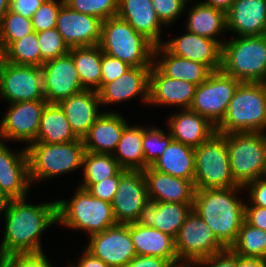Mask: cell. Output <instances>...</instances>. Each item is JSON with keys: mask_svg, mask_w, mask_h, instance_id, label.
<instances>
[{"mask_svg": "<svg viewBox=\"0 0 266 267\" xmlns=\"http://www.w3.org/2000/svg\"><path fill=\"white\" fill-rule=\"evenodd\" d=\"M67 267H75L72 263L70 265H68Z\"/></svg>", "mask_w": 266, "mask_h": 267, "instance_id": "be15d7a7", "label": "cell"}, {"mask_svg": "<svg viewBox=\"0 0 266 267\" xmlns=\"http://www.w3.org/2000/svg\"><path fill=\"white\" fill-rule=\"evenodd\" d=\"M83 180L80 188L88 190L105 178L117 176L123 169L112 154L85 151L83 156Z\"/></svg>", "mask_w": 266, "mask_h": 267, "instance_id": "d590c367", "label": "cell"}, {"mask_svg": "<svg viewBox=\"0 0 266 267\" xmlns=\"http://www.w3.org/2000/svg\"><path fill=\"white\" fill-rule=\"evenodd\" d=\"M45 1L46 0H10V10L25 18H31Z\"/></svg>", "mask_w": 266, "mask_h": 267, "instance_id": "816d5d0a", "label": "cell"}, {"mask_svg": "<svg viewBox=\"0 0 266 267\" xmlns=\"http://www.w3.org/2000/svg\"><path fill=\"white\" fill-rule=\"evenodd\" d=\"M130 235L137 255L168 259L172 264L179 263L175 240L170 235L136 223H130Z\"/></svg>", "mask_w": 266, "mask_h": 267, "instance_id": "f546056e", "label": "cell"}, {"mask_svg": "<svg viewBox=\"0 0 266 267\" xmlns=\"http://www.w3.org/2000/svg\"><path fill=\"white\" fill-rule=\"evenodd\" d=\"M34 32L31 18H25L10 9L0 22L1 42L4 50L14 41Z\"/></svg>", "mask_w": 266, "mask_h": 267, "instance_id": "f35d334b", "label": "cell"}, {"mask_svg": "<svg viewBox=\"0 0 266 267\" xmlns=\"http://www.w3.org/2000/svg\"><path fill=\"white\" fill-rule=\"evenodd\" d=\"M242 186L195 189L193 210L205 221L218 241L230 248L238 238L244 222L245 204L237 198Z\"/></svg>", "mask_w": 266, "mask_h": 267, "instance_id": "7a4b0ae2", "label": "cell"}, {"mask_svg": "<svg viewBox=\"0 0 266 267\" xmlns=\"http://www.w3.org/2000/svg\"><path fill=\"white\" fill-rule=\"evenodd\" d=\"M79 139L58 103H47L41 116L36 142L66 143Z\"/></svg>", "mask_w": 266, "mask_h": 267, "instance_id": "d6a6232c", "label": "cell"}, {"mask_svg": "<svg viewBox=\"0 0 266 267\" xmlns=\"http://www.w3.org/2000/svg\"><path fill=\"white\" fill-rule=\"evenodd\" d=\"M0 267H5L1 259H0Z\"/></svg>", "mask_w": 266, "mask_h": 267, "instance_id": "6125c7cd", "label": "cell"}, {"mask_svg": "<svg viewBox=\"0 0 266 267\" xmlns=\"http://www.w3.org/2000/svg\"><path fill=\"white\" fill-rule=\"evenodd\" d=\"M162 45L172 54L203 63L211 71L221 70L222 45L216 40L202 37L187 30L183 35L169 39Z\"/></svg>", "mask_w": 266, "mask_h": 267, "instance_id": "ffe728a7", "label": "cell"}, {"mask_svg": "<svg viewBox=\"0 0 266 267\" xmlns=\"http://www.w3.org/2000/svg\"><path fill=\"white\" fill-rule=\"evenodd\" d=\"M117 16L127 21L155 46L163 43V24L153 8L152 0H119Z\"/></svg>", "mask_w": 266, "mask_h": 267, "instance_id": "83f0119b", "label": "cell"}, {"mask_svg": "<svg viewBox=\"0 0 266 267\" xmlns=\"http://www.w3.org/2000/svg\"><path fill=\"white\" fill-rule=\"evenodd\" d=\"M172 140V135L169 132L165 133L162 129L155 126H147L142 136L144 169L154 164Z\"/></svg>", "mask_w": 266, "mask_h": 267, "instance_id": "ab89813d", "label": "cell"}, {"mask_svg": "<svg viewBox=\"0 0 266 267\" xmlns=\"http://www.w3.org/2000/svg\"><path fill=\"white\" fill-rule=\"evenodd\" d=\"M102 20L61 6L57 17L56 29L64 42L72 47L99 45L101 40Z\"/></svg>", "mask_w": 266, "mask_h": 267, "instance_id": "e0dca14e", "label": "cell"}, {"mask_svg": "<svg viewBox=\"0 0 266 267\" xmlns=\"http://www.w3.org/2000/svg\"><path fill=\"white\" fill-rule=\"evenodd\" d=\"M4 60V48L1 42V35H0V62Z\"/></svg>", "mask_w": 266, "mask_h": 267, "instance_id": "94428289", "label": "cell"}, {"mask_svg": "<svg viewBox=\"0 0 266 267\" xmlns=\"http://www.w3.org/2000/svg\"><path fill=\"white\" fill-rule=\"evenodd\" d=\"M9 9H10V0H0V22Z\"/></svg>", "mask_w": 266, "mask_h": 267, "instance_id": "680465c9", "label": "cell"}, {"mask_svg": "<svg viewBox=\"0 0 266 267\" xmlns=\"http://www.w3.org/2000/svg\"><path fill=\"white\" fill-rule=\"evenodd\" d=\"M119 0H64L74 11L94 16L102 21L117 16Z\"/></svg>", "mask_w": 266, "mask_h": 267, "instance_id": "60d3db41", "label": "cell"}, {"mask_svg": "<svg viewBox=\"0 0 266 267\" xmlns=\"http://www.w3.org/2000/svg\"><path fill=\"white\" fill-rule=\"evenodd\" d=\"M83 256L79 258V262L72 263L75 267H109L100 258L93 256L89 251L84 249Z\"/></svg>", "mask_w": 266, "mask_h": 267, "instance_id": "db71d44e", "label": "cell"}, {"mask_svg": "<svg viewBox=\"0 0 266 267\" xmlns=\"http://www.w3.org/2000/svg\"><path fill=\"white\" fill-rule=\"evenodd\" d=\"M151 66L130 67L114 81L104 84L99 90L101 106L119 104L130 99L141 97L144 103L149 102Z\"/></svg>", "mask_w": 266, "mask_h": 267, "instance_id": "d6986e66", "label": "cell"}, {"mask_svg": "<svg viewBox=\"0 0 266 267\" xmlns=\"http://www.w3.org/2000/svg\"><path fill=\"white\" fill-rule=\"evenodd\" d=\"M64 0H46L31 17L35 32L56 28L57 17Z\"/></svg>", "mask_w": 266, "mask_h": 267, "instance_id": "7bdbcfd3", "label": "cell"}, {"mask_svg": "<svg viewBox=\"0 0 266 267\" xmlns=\"http://www.w3.org/2000/svg\"><path fill=\"white\" fill-rule=\"evenodd\" d=\"M235 0H204L203 4L227 12Z\"/></svg>", "mask_w": 266, "mask_h": 267, "instance_id": "9f6ffc18", "label": "cell"}, {"mask_svg": "<svg viewBox=\"0 0 266 267\" xmlns=\"http://www.w3.org/2000/svg\"><path fill=\"white\" fill-rule=\"evenodd\" d=\"M167 123L168 132L172 135L173 140L192 148L199 147L216 133V126L207 118L190 109L175 112L167 120Z\"/></svg>", "mask_w": 266, "mask_h": 267, "instance_id": "484cf974", "label": "cell"}, {"mask_svg": "<svg viewBox=\"0 0 266 267\" xmlns=\"http://www.w3.org/2000/svg\"><path fill=\"white\" fill-rule=\"evenodd\" d=\"M244 221L251 226L266 231V208L255 205H245Z\"/></svg>", "mask_w": 266, "mask_h": 267, "instance_id": "f907efd6", "label": "cell"}, {"mask_svg": "<svg viewBox=\"0 0 266 267\" xmlns=\"http://www.w3.org/2000/svg\"><path fill=\"white\" fill-rule=\"evenodd\" d=\"M126 171L127 170H122L117 176L105 178V180L93 184L88 189L89 193L95 198L112 203L120 182V177Z\"/></svg>", "mask_w": 266, "mask_h": 267, "instance_id": "7dc6e473", "label": "cell"}, {"mask_svg": "<svg viewBox=\"0 0 266 267\" xmlns=\"http://www.w3.org/2000/svg\"><path fill=\"white\" fill-rule=\"evenodd\" d=\"M88 238L85 249L109 267H125L137 256L130 235V224H116Z\"/></svg>", "mask_w": 266, "mask_h": 267, "instance_id": "5bb4252c", "label": "cell"}, {"mask_svg": "<svg viewBox=\"0 0 266 267\" xmlns=\"http://www.w3.org/2000/svg\"><path fill=\"white\" fill-rule=\"evenodd\" d=\"M195 90V84L167 77L154 64L151 66L148 104L189 109Z\"/></svg>", "mask_w": 266, "mask_h": 267, "instance_id": "44dd1931", "label": "cell"}, {"mask_svg": "<svg viewBox=\"0 0 266 267\" xmlns=\"http://www.w3.org/2000/svg\"><path fill=\"white\" fill-rule=\"evenodd\" d=\"M183 1H185L187 4H188L189 1H190V3H191V0H183Z\"/></svg>", "mask_w": 266, "mask_h": 267, "instance_id": "e7e4bbea", "label": "cell"}, {"mask_svg": "<svg viewBox=\"0 0 266 267\" xmlns=\"http://www.w3.org/2000/svg\"><path fill=\"white\" fill-rule=\"evenodd\" d=\"M152 4L156 15L165 26L177 20L187 6L183 0H152Z\"/></svg>", "mask_w": 266, "mask_h": 267, "instance_id": "f6af8a7d", "label": "cell"}, {"mask_svg": "<svg viewBox=\"0 0 266 267\" xmlns=\"http://www.w3.org/2000/svg\"><path fill=\"white\" fill-rule=\"evenodd\" d=\"M149 201L143 171L127 170L121 177L111 203L117 224L135 223L140 210Z\"/></svg>", "mask_w": 266, "mask_h": 267, "instance_id": "2e32d148", "label": "cell"}, {"mask_svg": "<svg viewBox=\"0 0 266 267\" xmlns=\"http://www.w3.org/2000/svg\"><path fill=\"white\" fill-rule=\"evenodd\" d=\"M170 267H193V265L187 262H179L176 264H172Z\"/></svg>", "mask_w": 266, "mask_h": 267, "instance_id": "91938a15", "label": "cell"}, {"mask_svg": "<svg viewBox=\"0 0 266 267\" xmlns=\"http://www.w3.org/2000/svg\"><path fill=\"white\" fill-rule=\"evenodd\" d=\"M174 240L178 261L192 265L225 249L193 208Z\"/></svg>", "mask_w": 266, "mask_h": 267, "instance_id": "8fae6325", "label": "cell"}, {"mask_svg": "<svg viewBox=\"0 0 266 267\" xmlns=\"http://www.w3.org/2000/svg\"><path fill=\"white\" fill-rule=\"evenodd\" d=\"M237 267V254L231 248L217 252L211 257L203 259L193 267Z\"/></svg>", "mask_w": 266, "mask_h": 267, "instance_id": "c3c4849f", "label": "cell"}, {"mask_svg": "<svg viewBox=\"0 0 266 267\" xmlns=\"http://www.w3.org/2000/svg\"><path fill=\"white\" fill-rule=\"evenodd\" d=\"M0 259L5 267H53L44 251L15 253Z\"/></svg>", "mask_w": 266, "mask_h": 267, "instance_id": "ee69618b", "label": "cell"}, {"mask_svg": "<svg viewBox=\"0 0 266 267\" xmlns=\"http://www.w3.org/2000/svg\"><path fill=\"white\" fill-rule=\"evenodd\" d=\"M85 90L98 91L101 83V48L99 45L72 47L69 50Z\"/></svg>", "mask_w": 266, "mask_h": 267, "instance_id": "e575fe53", "label": "cell"}, {"mask_svg": "<svg viewBox=\"0 0 266 267\" xmlns=\"http://www.w3.org/2000/svg\"><path fill=\"white\" fill-rule=\"evenodd\" d=\"M266 131V83L241 82L216 133Z\"/></svg>", "mask_w": 266, "mask_h": 267, "instance_id": "3957f363", "label": "cell"}, {"mask_svg": "<svg viewBox=\"0 0 266 267\" xmlns=\"http://www.w3.org/2000/svg\"><path fill=\"white\" fill-rule=\"evenodd\" d=\"M41 69L44 97L48 103H59L85 90L69 53L45 62Z\"/></svg>", "mask_w": 266, "mask_h": 267, "instance_id": "9a60e30c", "label": "cell"}, {"mask_svg": "<svg viewBox=\"0 0 266 267\" xmlns=\"http://www.w3.org/2000/svg\"><path fill=\"white\" fill-rule=\"evenodd\" d=\"M193 203L147 201L140 210L135 223L154 227L176 238Z\"/></svg>", "mask_w": 266, "mask_h": 267, "instance_id": "7402d4cb", "label": "cell"}, {"mask_svg": "<svg viewBox=\"0 0 266 267\" xmlns=\"http://www.w3.org/2000/svg\"><path fill=\"white\" fill-rule=\"evenodd\" d=\"M188 11L185 30L190 33L216 40L221 45L224 41L218 39L223 32H227L226 12L203 4H194Z\"/></svg>", "mask_w": 266, "mask_h": 267, "instance_id": "4dcf8cb0", "label": "cell"}, {"mask_svg": "<svg viewBox=\"0 0 266 267\" xmlns=\"http://www.w3.org/2000/svg\"><path fill=\"white\" fill-rule=\"evenodd\" d=\"M230 248L239 256L266 260V231L244 221L237 240Z\"/></svg>", "mask_w": 266, "mask_h": 267, "instance_id": "8d00e7d4", "label": "cell"}, {"mask_svg": "<svg viewBox=\"0 0 266 267\" xmlns=\"http://www.w3.org/2000/svg\"><path fill=\"white\" fill-rule=\"evenodd\" d=\"M0 186L11 199L28 198L31 182L26 147L14 152L6 142L0 143Z\"/></svg>", "mask_w": 266, "mask_h": 267, "instance_id": "ac0fdd59", "label": "cell"}, {"mask_svg": "<svg viewBox=\"0 0 266 267\" xmlns=\"http://www.w3.org/2000/svg\"><path fill=\"white\" fill-rule=\"evenodd\" d=\"M1 213H4L5 233L0 245V257L43 251L41 235L48 227L58 223L55 200L29 204L26 198L12 199Z\"/></svg>", "mask_w": 266, "mask_h": 267, "instance_id": "6da1fadb", "label": "cell"}, {"mask_svg": "<svg viewBox=\"0 0 266 267\" xmlns=\"http://www.w3.org/2000/svg\"><path fill=\"white\" fill-rule=\"evenodd\" d=\"M71 125L74 134L83 139L102 114L98 91L83 90L58 103Z\"/></svg>", "mask_w": 266, "mask_h": 267, "instance_id": "d4e9b609", "label": "cell"}, {"mask_svg": "<svg viewBox=\"0 0 266 267\" xmlns=\"http://www.w3.org/2000/svg\"><path fill=\"white\" fill-rule=\"evenodd\" d=\"M131 66L101 50V83L100 88L123 75Z\"/></svg>", "mask_w": 266, "mask_h": 267, "instance_id": "bcb514c9", "label": "cell"}, {"mask_svg": "<svg viewBox=\"0 0 266 267\" xmlns=\"http://www.w3.org/2000/svg\"><path fill=\"white\" fill-rule=\"evenodd\" d=\"M195 189H216L239 186L233 179L226 134L215 133L208 141L194 148Z\"/></svg>", "mask_w": 266, "mask_h": 267, "instance_id": "9c48e42d", "label": "cell"}, {"mask_svg": "<svg viewBox=\"0 0 266 267\" xmlns=\"http://www.w3.org/2000/svg\"><path fill=\"white\" fill-rule=\"evenodd\" d=\"M243 188L249 190L248 197L250 200L247 201L245 205H255L266 208V176L247 183Z\"/></svg>", "mask_w": 266, "mask_h": 267, "instance_id": "681fc988", "label": "cell"}, {"mask_svg": "<svg viewBox=\"0 0 266 267\" xmlns=\"http://www.w3.org/2000/svg\"><path fill=\"white\" fill-rule=\"evenodd\" d=\"M144 125L128 124L122 133L121 139L112 156L117 160L123 170L143 171L144 152L142 147Z\"/></svg>", "mask_w": 266, "mask_h": 267, "instance_id": "836d02e7", "label": "cell"}, {"mask_svg": "<svg viewBox=\"0 0 266 267\" xmlns=\"http://www.w3.org/2000/svg\"><path fill=\"white\" fill-rule=\"evenodd\" d=\"M56 201L57 224L65 228L83 230L90 237L117 224L111 203L93 197L88 190L77 187L71 200Z\"/></svg>", "mask_w": 266, "mask_h": 267, "instance_id": "8992f818", "label": "cell"}, {"mask_svg": "<svg viewBox=\"0 0 266 267\" xmlns=\"http://www.w3.org/2000/svg\"><path fill=\"white\" fill-rule=\"evenodd\" d=\"M227 31L240 36L266 34V0H235L226 12Z\"/></svg>", "mask_w": 266, "mask_h": 267, "instance_id": "cb8c5ba5", "label": "cell"}, {"mask_svg": "<svg viewBox=\"0 0 266 267\" xmlns=\"http://www.w3.org/2000/svg\"><path fill=\"white\" fill-rule=\"evenodd\" d=\"M0 96L9 104L45 100L41 67L0 62Z\"/></svg>", "mask_w": 266, "mask_h": 267, "instance_id": "7c38bea8", "label": "cell"}, {"mask_svg": "<svg viewBox=\"0 0 266 267\" xmlns=\"http://www.w3.org/2000/svg\"><path fill=\"white\" fill-rule=\"evenodd\" d=\"M37 38L41 53V66L45 62L69 53V46L64 42L56 28L37 32Z\"/></svg>", "mask_w": 266, "mask_h": 267, "instance_id": "b9f144b4", "label": "cell"}, {"mask_svg": "<svg viewBox=\"0 0 266 267\" xmlns=\"http://www.w3.org/2000/svg\"><path fill=\"white\" fill-rule=\"evenodd\" d=\"M237 267H266V260L237 255Z\"/></svg>", "mask_w": 266, "mask_h": 267, "instance_id": "11a10c76", "label": "cell"}, {"mask_svg": "<svg viewBox=\"0 0 266 267\" xmlns=\"http://www.w3.org/2000/svg\"><path fill=\"white\" fill-rule=\"evenodd\" d=\"M168 259L153 256H135L125 267H170Z\"/></svg>", "mask_w": 266, "mask_h": 267, "instance_id": "f5cc1de1", "label": "cell"}, {"mask_svg": "<svg viewBox=\"0 0 266 267\" xmlns=\"http://www.w3.org/2000/svg\"><path fill=\"white\" fill-rule=\"evenodd\" d=\"M46 100L11 103L0 121V137L3 142H25L28 147L36 142L42 112Z\"/></svg>", "mask_w": 266, "mask_h": 267, "instance_id": "4fadbf2b", "label": "cell"}, {"mask_svg": "<svg viewBox=\"0 0 266 267\" xmlns=\"http://www.w3.org/2000/svg\"><path fill=\"white\" fill-rule=\"evenodd\" d=\"M230 170L234 181L244 187L266 176V134L243 132L226 134Z\"/></svg>", "mask_w": 266, "mask_h": 267, "instance_id": "ba28073f", "label": "cell"}, {"mask_svg": "<svg viewBox=\"0 0 266 267\" xmlns=\"http://www.w3.org/2000/svg\"><path fill=\"white\" fill-rule=\"evenodd\" d=\"M11 198L5 193V191L0 186V212H2L6 206L11 202Z\"/></svg>", "mask_w": 266, "mask_h": 267, "instance_id": "6f0895ef", "label": "cell"}, {"mask_svg": "<svg viewBox=\"0 0 266 267\" xmlns=\"http://www.w3.org/2000/svg\"><path fill=\"white\" fill-rule=\"evenodd\" d=\"M99 46L103 53L131 67L152 66L155 45L118 16L102 22Z\"/></svg>", "mask_w": 266, "mask_h": 267, "instance_id": "5b68a950", "label": "cell"}, {"mask_svg": "<svg viewBox=\"0 0 266 267\" xmlns=\"http://www.w3.org/2000/svg\"><path fill=\"white\" fill-rule=\"evenodd\" d=\"M169 175L194 181V148L172 140L164 153L151 166Z\"/></svg>", "mask_w": 266, "mask_h": 267, "instance_id": "1f68e13d", "label": "cell"}, {"mask_svg": "<svg viewBox=\"0 0 266 267\" xmlns=\"http://www.w3.org/2000/svg\"><path fill=\"white\" fill-rule=\"evenodd\" d=\"M240 83L222 70L212 71L203 83L196 86L189 109L217 127L224 119L229 102Z\"/></svg>", "mask_w": 266, "mask_h": 267, "instance_id": "30bf717a", "label": "cell"}, {"mask_svg": "<svg viewBox=\"0 0 266 267\" xmlns=\"http://www.w3.org/2000/svg\"><path fill=\"white\" fill-rule=\"evenodd\" d=\"M4 60L17 65H33L41 67V53L37 32L25 35L12 42L4 50Z\"/></svg>", "mask_w": 266, "mask_h": 267, "instance_id": "74e56055", "label": "cell"}, {"mask_svg": "<svg viewBox=\"0 0 266 267\" xmlns=\"http://www.w3.org/2000/svg\"><path fill=\"white\" fill-rule=\"evenodd\" d=\"M221 70L240 82L265 83L266 34L240 37L236 35L224 42Z\"/></svg>", "mask_w": 266, "mask_h": 267, "instance_id": "277c9868", "label": "cell"}, {"mask_svg": "<svg viewBox=\"0 0 266 267\" xmlns=\"http://www.w3.org/2000/svg\"><path fill=\"white\" fill-rule=\"evenodd\" d=\"M148 198L154 202L193 203L192 180L175 177L148 166L143 170Z\"/></svg>", "mask_w": 266, "mask_h": 267, "instance_id": "603a6c76", "label": "cell"}, {"mask_svg": "<svg viewBox=\"0 0 266 267\" xmlns=\"http://www.w3.org/2000/svg\"><path fill=\"white\" fill-rule=\"evenodd\" d=\"M127 125L128 121L118 112H102L83 138L85 151L113 154Z\"/></svg>", "mask_w": 266, "mask_h": 267, "instance_id": "4316f807", "label": "cell"}, {"mask_svg": "<svg viewBox=\"0 0 266 267\" xmlns=\"http://www.w3.org/2000/svg\"><path fill=\"white\" fill-rule=\"evenodd\" d=\"M26 149L31 184L82 168L85 153L83 139L54 144L33 142Z\"/></svg>", "mask_w": 266, "mask_h": 267, "instance_id": "52a82bcc", "label": "cell"}, {"mask_svg": "<svg viewBox=\"0 0 266 267\" xmlns=\"http://www.w3.org/2000/svg\"><path fill=\"white\" fill-rule=\"evenodd\" d=\"M153 64L165 76L184 80L196 86L203 83L212 72L203 63L181 58L170 53L162 44L154 48Z\"/></svg>", "mask_w": 266, "mask_h": 267, "instance_id": "f1b7e54d", "label": "cell"}]
</instances>
